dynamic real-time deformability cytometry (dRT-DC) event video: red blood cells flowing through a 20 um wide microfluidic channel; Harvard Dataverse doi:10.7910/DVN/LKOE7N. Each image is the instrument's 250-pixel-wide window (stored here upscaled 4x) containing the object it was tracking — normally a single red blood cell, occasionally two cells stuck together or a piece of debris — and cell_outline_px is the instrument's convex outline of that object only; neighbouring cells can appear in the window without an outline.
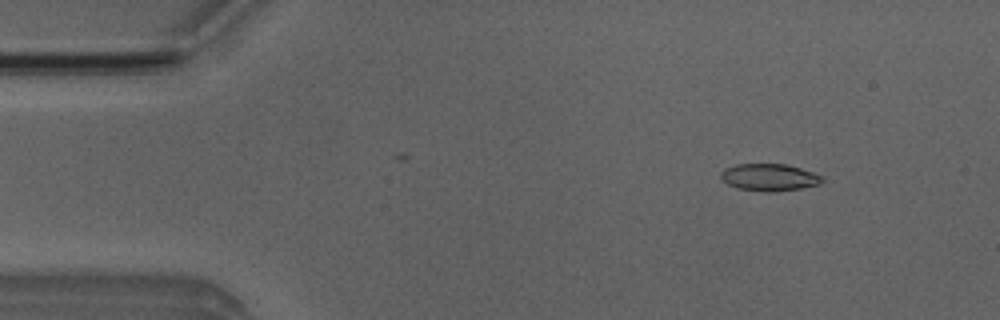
{"species": "Egyptian fruit bat (a non-hibernating species)", "species_latin": "Rousettus aegyptiacus", "temperature_condition": "room temperature", "stored_images_in_passage": 8, "camera_frame_rate_fps": 3000, "um_per_image_px": 0.085, "animal": {"sex": "male"}, "frame": {"image": 1, "passage_image": 5, "time_ms": 1.333, "image_size_px": [1000, 320], "cell_outline_px": [[824, 180], [820, 184], [800, 188], [772, 192], [768, 192], [736, 188], [728, 184], [720, 176], [720, 172], [724, 168], [736, 164], [784, 164], [800, 168], [824, 176]], "centroid_in_image_um": [65.39, 15.07], "position_along_channel_um": 19.6, "area_um2": 16.01}}